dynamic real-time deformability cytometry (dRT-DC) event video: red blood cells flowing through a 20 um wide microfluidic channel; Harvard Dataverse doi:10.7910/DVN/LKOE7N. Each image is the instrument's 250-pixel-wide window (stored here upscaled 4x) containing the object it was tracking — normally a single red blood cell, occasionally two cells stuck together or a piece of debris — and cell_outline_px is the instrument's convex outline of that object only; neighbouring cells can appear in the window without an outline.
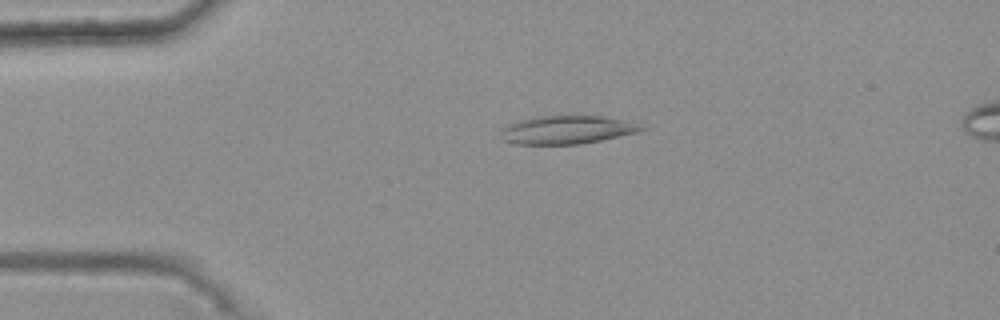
{"species": "common noctule bat (a hibernating species)", "species_latin": "Nyctalus noctula", "temperature_condition": "warm", "stored_images_in_passage": 48, "camera_frame_rate_fps": 3000, "um_per_image_px": 0.085, "animal": {"sex": "female", "body_mass_g": 25.1}, "frame": {"image": 1, "passage_image": 12, "time_ms": 3.667, "image_size_px": [1000, 320], "cell_outline_px": [[648, 128], [640, 132], [580, 144], [512, 144], [500, 140], [500, 128], [508, 124], [520, 120], [536, 116], [604, 116], [624, 120]], "centroid_in_image_um": [48.13, 11.04], "position_along_channel_um": 36.9, "area_um2": 23.35}}
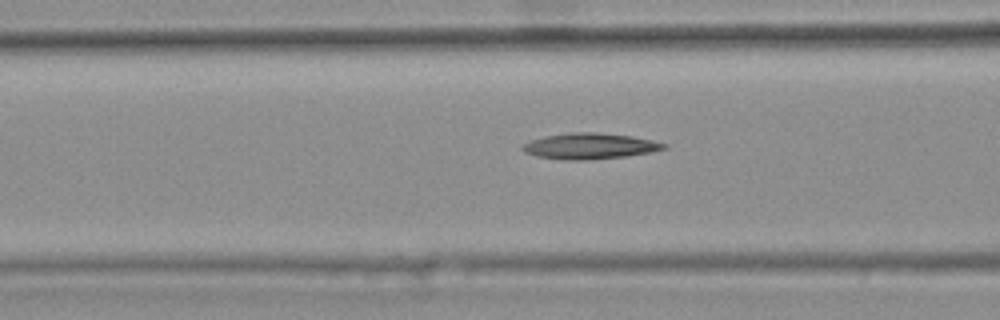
{"frame": {"image": 2, "passage_image": 21, "time_ms": 6.667, "image_size_px": [1000, 320], "cell_outline_px": [[668, 148], [628, 156], [588, 160], [564, 160], [536, 156], [524, 152], [520, 148], [524, 144], [532, 140], [544, 136], [568, 132], [596, 132], [632, 136], [652, 140], [668, 144]], "centroid_in_image_um": [50.13, 12.42], "position_along_channel_um": 116.5, "area_um2": 21.44}}
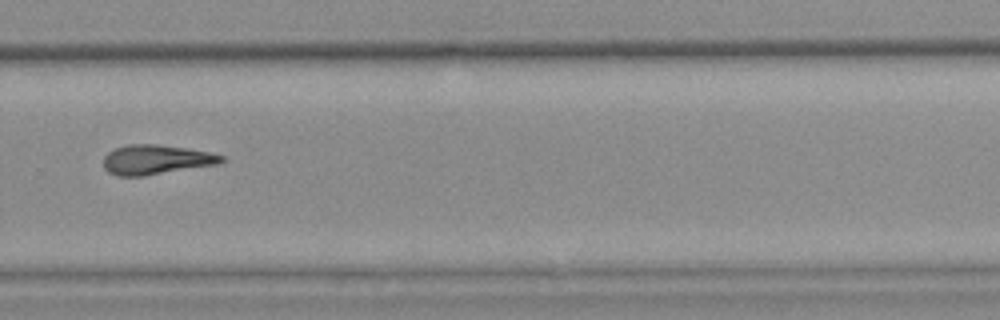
{"frame": {"image": 3, "passage_image": 37, "time_ms": 12.0, "image_size_px": [1000, 320], "cell_outline_px": [[224, 160], [220, 164], [144, 176], [116, 176], [108, 172], [104, 168], [104, 156], [108, 152], [116, 148], [128, 144], [156, 144], [184, 148], [208, 152], [224, 156]], "centroid_in_image_um": [13.25, 13.58], "position_along_channel_um": 316.6, "area_um2": 20.35}}